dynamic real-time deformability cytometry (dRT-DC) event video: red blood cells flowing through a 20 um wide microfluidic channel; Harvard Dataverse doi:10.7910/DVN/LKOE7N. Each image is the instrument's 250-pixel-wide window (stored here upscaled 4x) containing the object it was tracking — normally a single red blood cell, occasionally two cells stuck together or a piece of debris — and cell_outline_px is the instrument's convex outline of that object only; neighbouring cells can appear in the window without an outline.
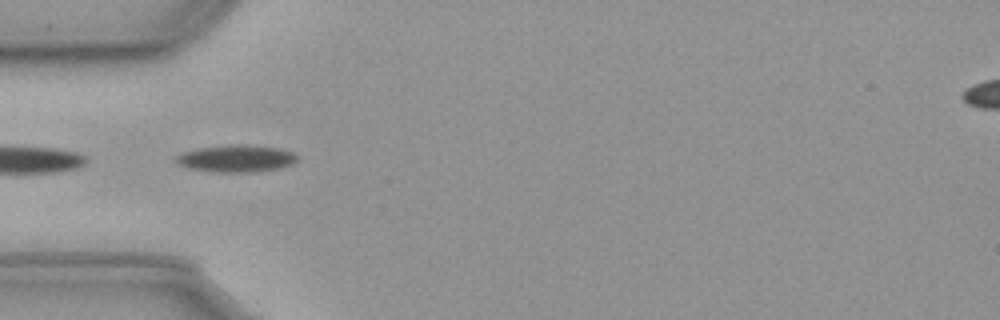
{"species": "common noctule bat (a hibernating species)", "species_latin": "Nyctalus noctula", "temperature_condition": "cold", "stored_images_in_passage": 49, "camera_frame_rate_fps": 3000, "um_per_image_px": 0.085, "animal": {"sex": "male", "body_mass_g": 23.1, "forearm_length_mm": 52.7}, "frame": {"image": 1, "passage_image": 10, "time_ms": 3.0, "image_size_px": [1000, 320], "cell_outline_px": [[300, 156], [292, 164], [276, 168], [252, 172], [220, 172], [188, 168], [180, 164], [176, 160], [176, 156], [184, 152], [200, 148], [240, 144], [248, 144], [276, 148], [292, 152]], "centroid_in_image_um": [20.11, 13.47], "position_along_channel_um": 64.9, "area_um2": 18.73}}
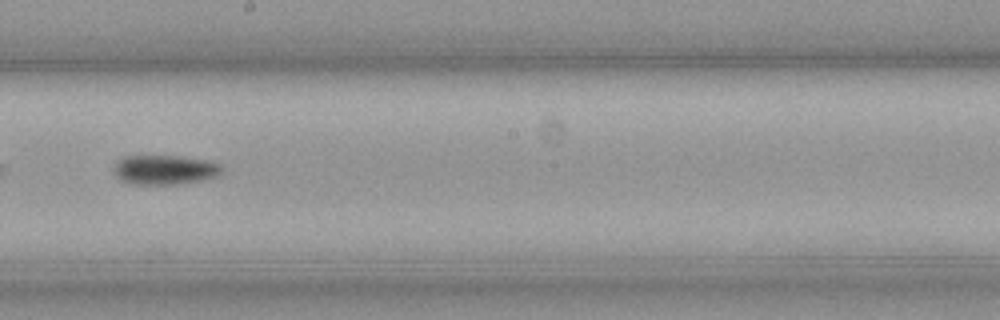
{"frame": {"image": 2, "passage_image": 24, "time_ms": 7.667, "image_size_px": [1000, 320], "cell_outline_px": [[220, 168], [216, 176], [200, 180], [176, 184], [132, 184], [116, 176], [116, 164], [124, 156], [176, 156], [200, 160], [216, 164]], "centroid_in_image_um": [13.93, 14.44], "position_along_channel_um": 234.3, "area_um2": 17.63}}
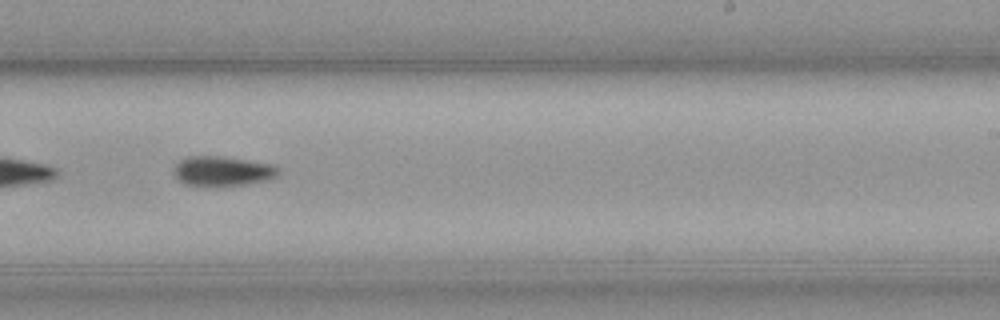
{"frame": {"image": 3, "passage_image": 27, "time_ms": 8.667, "image_size_px": [1000, 320], "cell_outline_px": [[280, 172], [276, 176], [268, 180], [244, 184], [216, 188], [184, 184], [172, 172], [176, 164], [180, 160], [188, 156], [220, 156], [272, 164]], "centroid_in_image_um": [18.87, 14.57], "position_along_channel_um": 270.1, "area_um2": 18.38}, "authors_computed_cell_mechanics": {"area_um2": 18.0336, "velocity_mm_per_s": 3.6112, "shape_relaxation_time_tau1_ms": 2.7394, "shape_relaxation_time_tau2_ms": null, "deformation_change_tau1": 0.0965, "deformation_change_tau2": null}}